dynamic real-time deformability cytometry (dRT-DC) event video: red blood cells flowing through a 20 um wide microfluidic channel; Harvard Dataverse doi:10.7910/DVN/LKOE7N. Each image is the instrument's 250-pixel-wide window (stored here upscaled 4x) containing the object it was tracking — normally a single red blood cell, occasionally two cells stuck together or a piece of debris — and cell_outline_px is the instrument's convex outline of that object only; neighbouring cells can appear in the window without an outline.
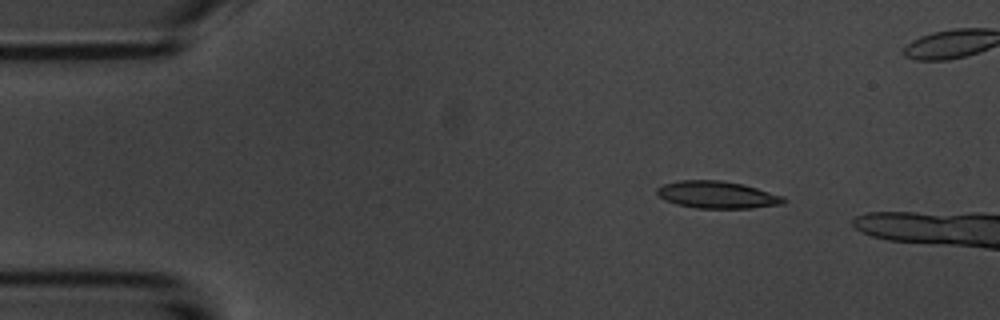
{"species": "common noctule bat (a hibernating species)", "species_latin": "Nyctalus noctula", "temperature_condition": "room temperature", "stored_images_in_passage": 6, "camera_frame_rate_fps": 3000, "um_per_image_px": 0.085, "animal": {"sex": "male", "body_mass_g": 20.1, "forearm_length_mm": 53.5}, "frame": {"image": 1, "passage_image": 3, "time_ms": 2.333, "image_size_px": [1000, 320], "cell_outline_px": [[788, 200], [784, 204], [752, 208], [696, 208], [676, 204], [664, 200], [656, 192], [656, 188], [664, 184], [680, 180], [720, 180], [744, 184], [784, 196]], "centroid_in_image_um": [60.99, 16.56], "position_along_channel_um": 24.0, "area_um2": 20.23}}